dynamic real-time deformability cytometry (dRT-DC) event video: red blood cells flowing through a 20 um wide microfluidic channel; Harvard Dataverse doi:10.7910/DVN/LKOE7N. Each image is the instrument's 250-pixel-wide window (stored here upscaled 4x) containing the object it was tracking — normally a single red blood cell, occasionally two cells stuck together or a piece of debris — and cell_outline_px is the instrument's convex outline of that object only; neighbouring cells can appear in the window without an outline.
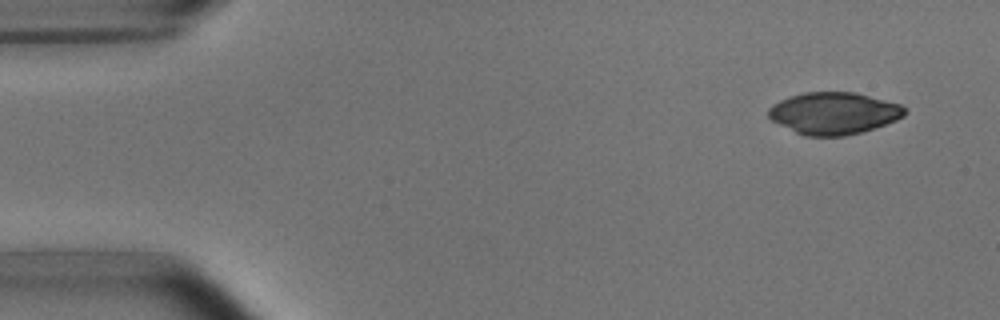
{"species": "common noctule bat (a hibernating species)", "species_latin": "Nyctalus noctula", "temperature_condition": "room temperature", "stored_images_in_passage": 4, "camera_frame_rate_fps": 3000, "um_per_image_px": 0.085, "animal": {"sex": "male", "body_mass_g": 15.6}, "frame": {"image": 1, "passage_image": 1, "time_ms": 0.0, "image_size_px": [1000, 320], "cell_outline_px": [[904, 116], [896, 120], [860, 132], [844, 136], [808, 136], [796, 132], [772, 120], [768, 116], [768, 108], [772, 104], [788, 96], [804, 92], [856, 92], [900, 104], [904, 108]], "centroid_in_image_um": [70.84, 9.61], "position_along_channel_um": 14.2, "area_um2": 33.06}}